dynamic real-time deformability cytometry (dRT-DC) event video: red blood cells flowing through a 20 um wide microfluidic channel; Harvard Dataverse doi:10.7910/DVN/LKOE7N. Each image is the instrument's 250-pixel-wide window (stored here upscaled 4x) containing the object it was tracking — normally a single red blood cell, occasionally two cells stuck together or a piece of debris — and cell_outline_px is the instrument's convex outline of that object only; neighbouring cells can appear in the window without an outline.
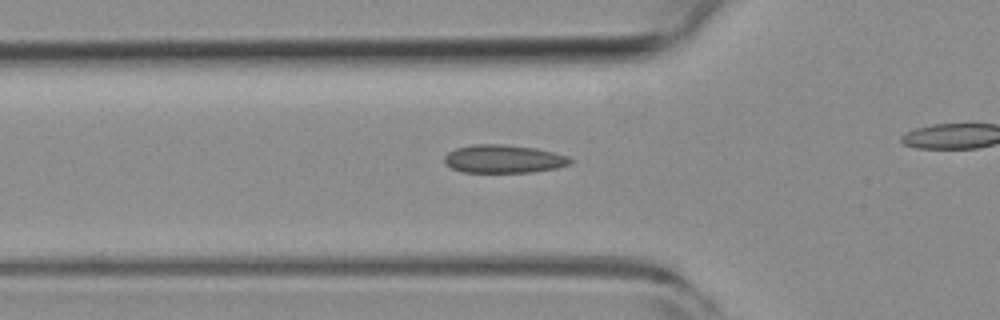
{"species": "common noctule bat (a hibernating species)", "species_latin": "Nyctalus noctula", "temperature_condition": "room temperature", "stored_images_in_passage": 38, "camera_frame_rate_fps": 3000, "um_per_image_px": 0.085, "animal": {"sex": "female", "body_mass_g": 19.3, "forearm_length_mm": 54.1}, "frame": {"image": 1, "passage_image": 2, "time_ms": 0.333, "image_size_px": [1000, 320], "cell_outline_px": [[572, 164], [556, 168], [532, 172], [460, 172], [444, 164], [444, 156], [448, 152], [456, 148], [472, 144], [504, 144], [536, 148], [568, 156], [572, 160]], "centroid_in_image_um": [42.78, 13.51], "position_along_channel_um": 83.0, "area_um2": 20.81}}
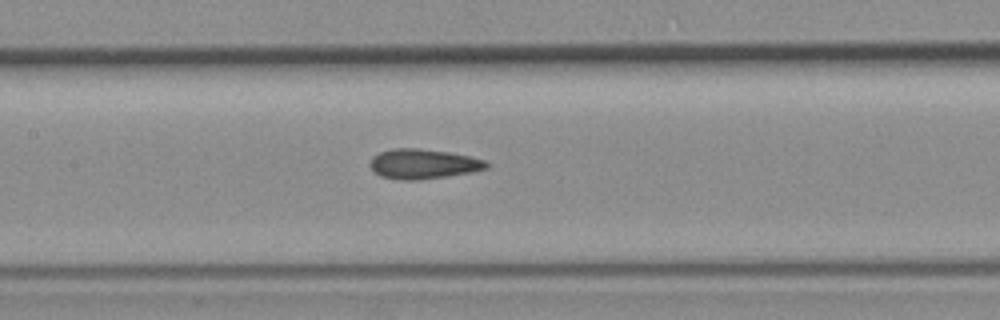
{"frame": {"image": 2, "passage_image": 9, "time_ms": 2.667, "image_size_px": [1000, 320], "cell_outline_px": [[488, 168], [472, 172], [448, 176], [416, 180], [400, 180], [380, 176], [368, 164], [372, 156], [380, 152], [392, 148], [420, 148], [448, 152], [468, 156], [484, 160], [488, 164]], "centroid_in_image_um": [35.94, 13.93], "position_along_channel_um": 171.5, "area_um2": 20.23}}
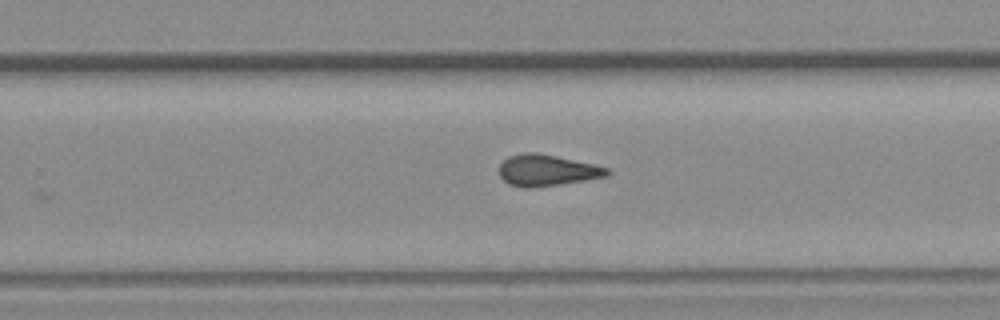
{"frame": {"image": 3, "passage_image": 18, "time_ms": 5.667, "image_size_px": [1000, 320], "cell_outline_px": [[612, 172], [608, 176], [560, 184], [532, 188], [524, 188], [508, 184], [500, 176], [500, 164], [508, 156], [524, 152], [536, 152], [556, 156], [592, 164], [608, 168]], "centroid_in_image_um": [46.47, 14.48], "position_along_channel_um": 283.3, "area_um2": 19.65}}